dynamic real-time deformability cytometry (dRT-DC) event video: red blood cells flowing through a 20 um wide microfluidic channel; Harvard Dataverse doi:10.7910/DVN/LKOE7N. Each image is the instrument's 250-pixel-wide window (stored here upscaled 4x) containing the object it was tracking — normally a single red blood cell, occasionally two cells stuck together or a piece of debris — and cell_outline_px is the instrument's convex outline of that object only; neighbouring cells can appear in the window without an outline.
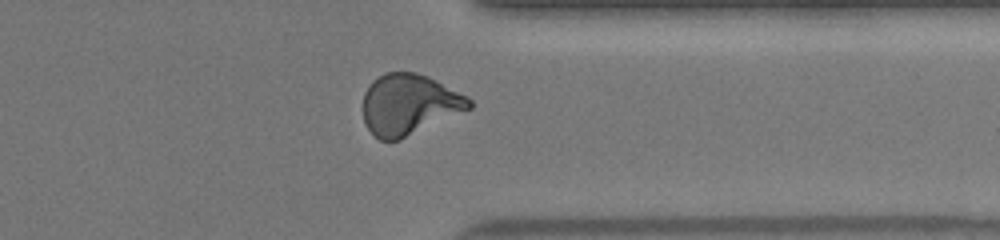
{"species": "human", "species_latin": "Homo sapiens", "temperature_condition": "warm", "stored_images_in_passage": 28, "camera_frame_rate_fps": 3000, "um_per_image_px": 0.085, "donor": {"sex": "female"}, "frame": {"image": 1, "passage_image": 24, "time_ms": 7.667, "image_size_px": [1000, 240], "cell_outline_px": [[472, 108], [400, 140], [380, 140], [372, 136], [364, 124], [364, 92], [372, 80], [384, 72], [416, 72], [428, 76], [468, 96], [472, 100]], "centroid_in_image_um": [34.77, 8.88], "position_along_channel_um": 376.6, "area_um2": 37.92}}